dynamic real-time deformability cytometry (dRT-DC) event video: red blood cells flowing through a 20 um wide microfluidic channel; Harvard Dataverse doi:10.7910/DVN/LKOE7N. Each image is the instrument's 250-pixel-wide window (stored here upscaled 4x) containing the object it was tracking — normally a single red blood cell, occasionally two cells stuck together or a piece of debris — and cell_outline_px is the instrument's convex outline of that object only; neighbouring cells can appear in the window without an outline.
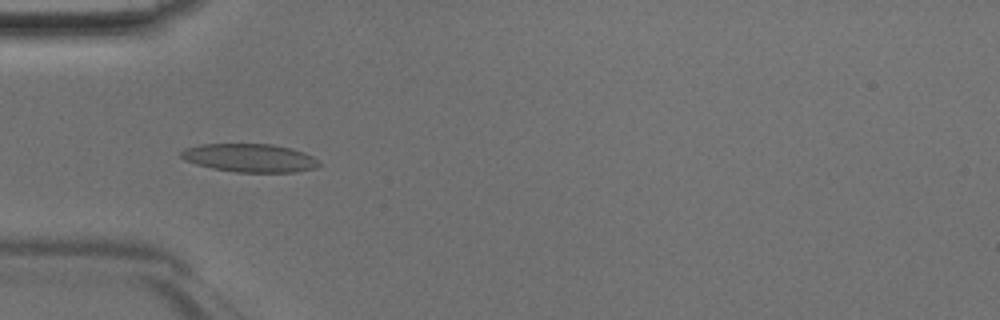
{"species": "Egyptian fruit bat (a non-hibernating species)", "species_latin": "Rousettus aegyptiacus", "temperature_condition": "room temperature", "stored_images_in_passage": 46, "camera_frame_rate_fps": 3000, "um_per_image_px": 0.085, "animal": {"sex": "male"}, "frame": {"image": 1, "passage_image": 14, "time_ms": 4.333, "image_size_px": [1000, 320], "cell_outline_px": [[320, 164], [316, 168], [296, 172], [236, 172], [212, 168], [196, 164], [184, 160], [180, 156], [180, 152], [184, 148], [200, 144], [272, 144], [304, 152], [312, 156]], "centroid_in_image_um": [21.19, 13.42], "position_along_channel_um": 63.8, "area_um2": 22.72}}
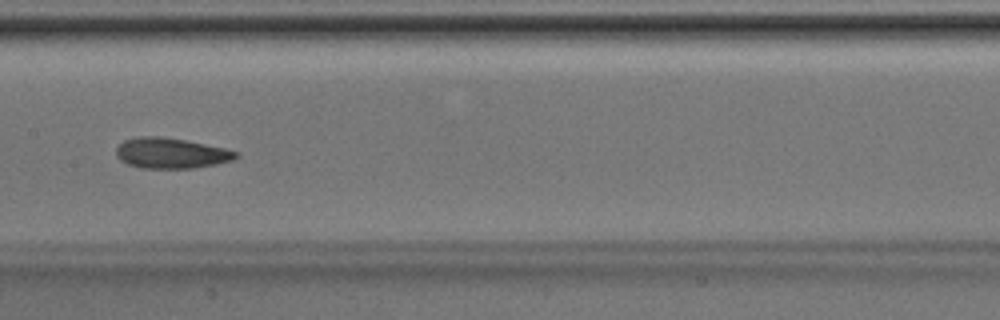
{"frame": {"image": 2, "passage_image": 23, "time_ms": 7.333, "image_size_px": [1000, 320], "cell_outline_px": [[240, 156], [232, 160], [216, 164], [192, 168], [140, 168], [128, 164], [120, 160], [116, 156], [116, 148], [124, 140], [140, 136], [164, 136], [224, 148], [240, 152]], "centroid_in_image_um": [14.53, 13.02], "position_along_channel_um": 192.9, "area_um2": 21.33}}
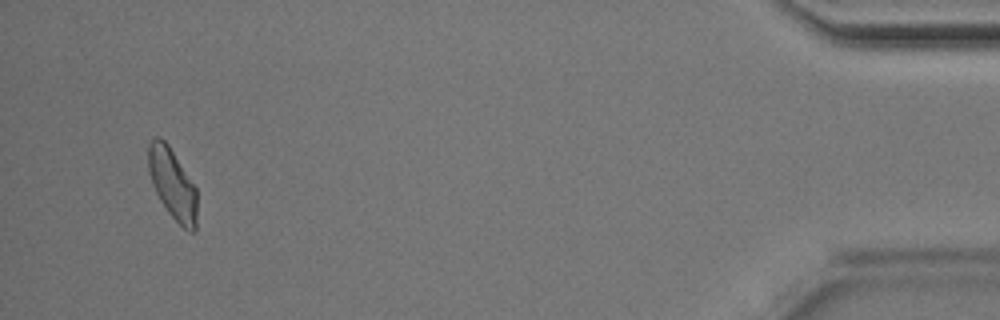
{"frame": {"image": 3, "passage_image": 44, "time_ms": 14.333, "image_size_px": [1000, 320], "cell_outline_px": [[196, 232], [192, 232], [184, 228], [168, 212], [160, 200], [152, 184], [148, 168], [148, 144], [156, 136], [160, 136], [168, 144], [196, 188]], "centroid_in_image_um": [14.65, 15.61], "position_along_channel_um": 420.6, "area_um2": 19.83}}